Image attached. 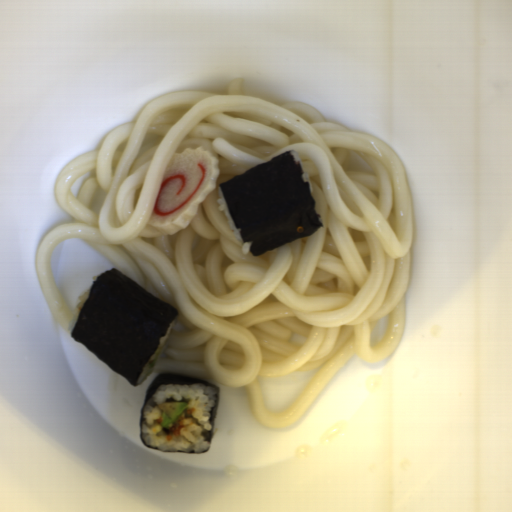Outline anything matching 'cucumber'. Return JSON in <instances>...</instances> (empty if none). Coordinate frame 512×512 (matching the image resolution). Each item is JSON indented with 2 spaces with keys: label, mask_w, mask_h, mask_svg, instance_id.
Wrapping results in <instances>:
<instances>
[{
  "label": "cucumber",
  "mask_w": 512,
  "mask_h": 512,
  "mask_svg": "<svg viewBox=\"0 0 512 512\" xmlns=\"http://www.w3.org/2000/svg\"><path fill=\"white\" fill-rule=\"evenodd\" d=\"M155 362H156V359H154V361L149 365V367L151 368L152 366H154Z\"/></svg>",
  "instance_id": "obj_2"
},
{
  "label": "cucumber",
  "mask_w": 512,
  "mask_h": 512,
  "mask_svg": "<svg viewBox=\"0 0 512 512\" xmlns=\"http://www.w3.org/2000/svg\"><path fill=\"white\" fill-rule=\"evenodd\" d=\"M188 406V403L183 401H170L160 404V418L162 419L160 426L166 429L171 428Z\"/></svg>",
  "instance_id": "obj_1"
}]
</instances>
